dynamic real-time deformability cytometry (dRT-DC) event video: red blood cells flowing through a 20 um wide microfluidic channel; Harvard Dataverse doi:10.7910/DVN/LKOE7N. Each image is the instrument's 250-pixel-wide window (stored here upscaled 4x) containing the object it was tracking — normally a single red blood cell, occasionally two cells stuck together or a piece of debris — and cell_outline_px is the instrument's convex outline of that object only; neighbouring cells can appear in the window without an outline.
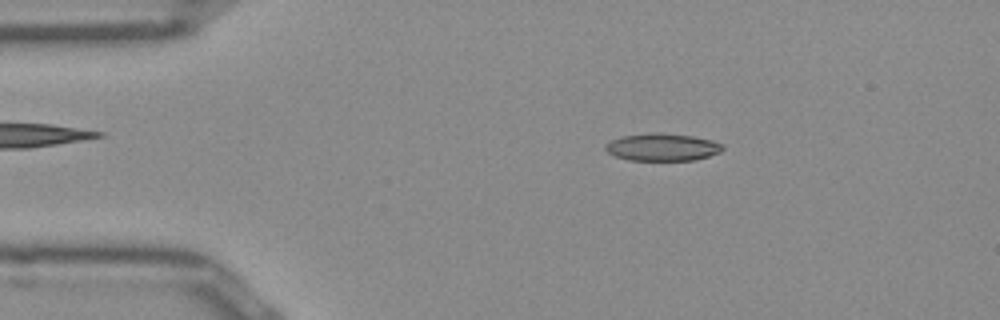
{"species": "Egyptian fruit bat (a non-hibernating species)", "species_latin": "Rousettus aegyptiacus", "temperature_condition": "room temperature", "stored_images_in_passage": 50, "camera_frame_rate_fps": 3000, "um_per_image_px": 0.085, "frame": {"image": 1, "passage_image": 8, "time_ms": 2.333, "image_size_px": [1000, 320], "cell_outline_px": [[724, 148], [720, 152], [696, 160], [628, 160], [616, 156], [608, 152], [604, 148], [612, 140], [620, 136], [656, 132], [692, 136], [712, 140], [720, 144]], "centroid_in_image_um": [56.3, 12.51], "position_along_channel_um": 28.7, "area_um2": 18.55}}
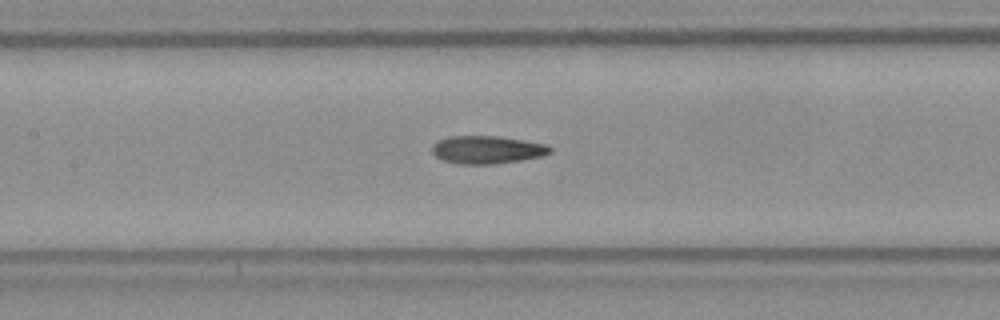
{"frame": {"image": 2, "passage_image": 22, "time_ms": 7.0, "image_size_px": [1000, 320], "cell_outline_px": [[552, 152], [544, 156], [520, 160], [492, 164], [460, 164], [444, 160], [436, 156], [432, 152], [432, 144], [448, 136], [496, 136], [548, 144], [552, 148]], "centroid_in_image_um": [41.43, 12.72], "position_along_channel_um": 166.0, "area_um2": 19.13}}
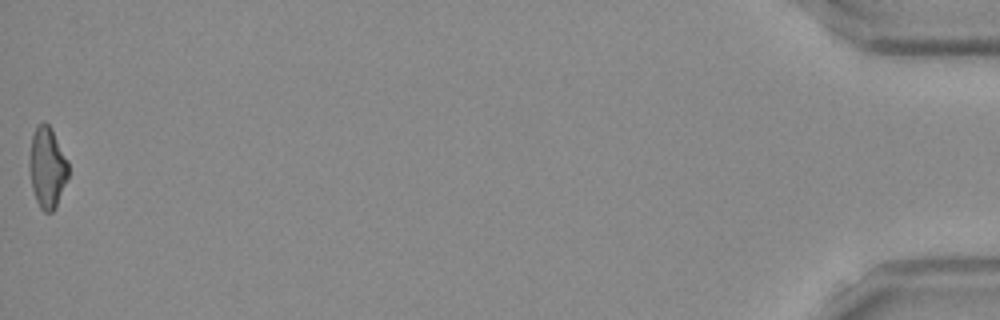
{"frame": {"image": 3, "passage_image": 50, "time_ms": 16.333, "image_size_px": [1000, 320], "cell_outline_px": [[68, 176], [56, 204], [52, 212], [44, 212], [40, 208], [36, 200], [32, 188], [28, 164], [32, 136], [36, 124], [44, 120], [52, 128], [68, 160]], "centroid_in_image_um": [4.0, 14.17], "position_along_channel_um": 431.2, "area_um2": 18.44}, "authors_computed_cell_mechanics": {"area_um2": 18.5538, "velocity_mm_per_s": 3.9648, "shape_relaxation_time_tau1_ms": null, "shape_relaxation_time_tau2_ms": 4.2356, "deformation_change_tau1": null, "deformation_change_tau2": 0.1408}}